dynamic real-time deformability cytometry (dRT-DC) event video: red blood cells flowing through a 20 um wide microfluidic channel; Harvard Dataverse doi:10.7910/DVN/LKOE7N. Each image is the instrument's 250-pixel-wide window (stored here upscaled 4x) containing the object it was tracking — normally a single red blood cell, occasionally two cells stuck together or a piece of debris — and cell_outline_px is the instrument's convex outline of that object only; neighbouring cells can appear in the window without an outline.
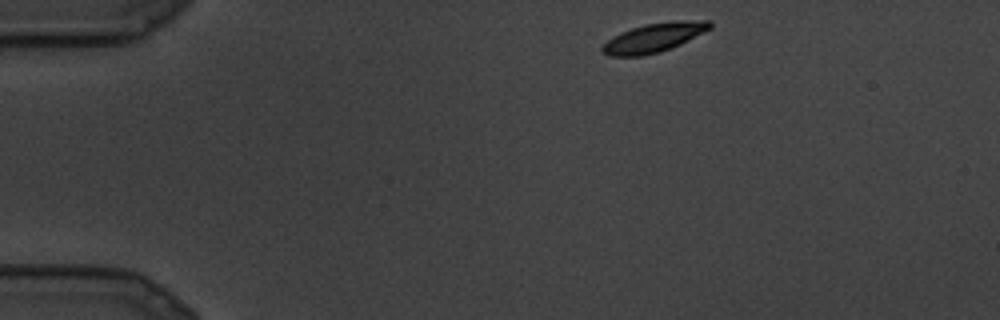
{"species": "common noctule bat (a hibernating species)", "species_latin": "Nyctalus noctula", "temperature_condition": "cold", "stored_images_in_passage": 20, "camera_frame_rate_fps": 3000, "um_per_image_px": 0.085, "animal": {"sex": "male", "body_mass_g": 19.5, "forearm_length_mm": 54.6}, "frame": {"image": 1, "passage_image": 1, "time_ms": 0.0, "image_size_px": [1000, 320], "cell_outline_px": [[712, 28], [680, 44], [660, 52], [644, 56], [608, 56], [600, 48], [608, 40], [620, 32], [644, 24], [676, 20], [708, 20], [712, 24]], "centroid_in_image_um": [55.59, 3.19], "position_along_channel_um": 29.4, "area_um2": 18.21}}
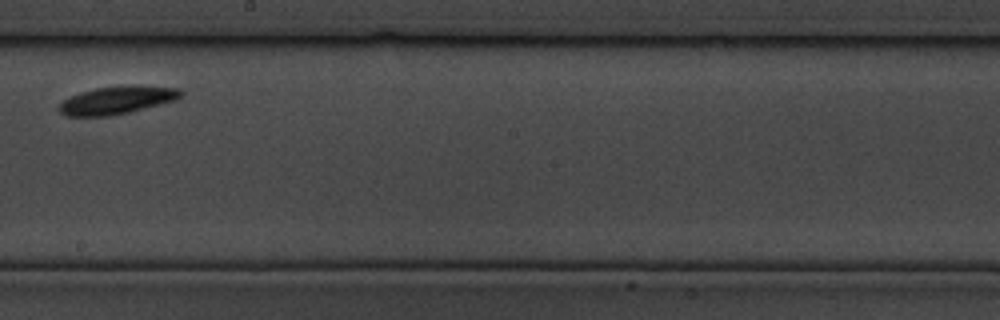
{"frame": {"image": 2, "passage_image": 14, "time_ms": 4.333, "image_size_px": [1000, 320], "cell_outline_px": [[184, 92], [176, 100], [112, 116], [68, 116], [60, 112], [56, 108], [64, 100], [80, 92], [96, 88], [180, 88]], "centroid_in_image_um": [9.86, 8.57], "position_along_channel_um": 238.3, "area_um2": 18.61}}
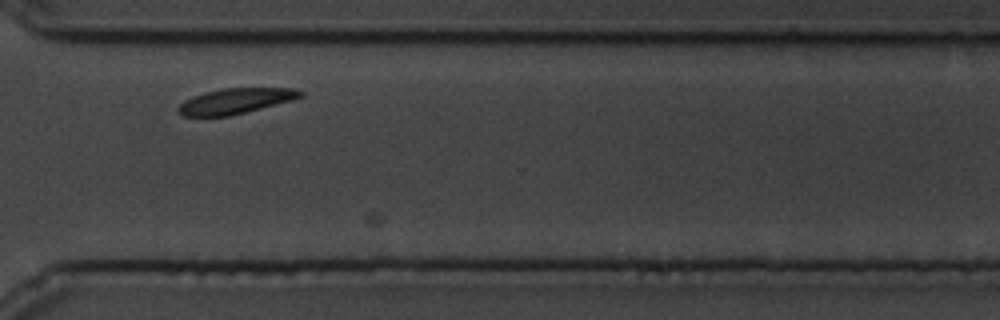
{"frame": {"image": 3, "passage_image": 19, "time_ms": 6.0, "image_size_px": [1000, 320], "cell_outline_px": [[304, 96], [292, 100], [228, 116], [184, 116], [176, 108], [184, 100], [192, 96], [204, 92], [224, 88], [292, 88], [304, 92]], "centroid_in_image_um": [20.0, 8.57], "position_along_channel_um": 350.6, "area_um2": 17.92}}